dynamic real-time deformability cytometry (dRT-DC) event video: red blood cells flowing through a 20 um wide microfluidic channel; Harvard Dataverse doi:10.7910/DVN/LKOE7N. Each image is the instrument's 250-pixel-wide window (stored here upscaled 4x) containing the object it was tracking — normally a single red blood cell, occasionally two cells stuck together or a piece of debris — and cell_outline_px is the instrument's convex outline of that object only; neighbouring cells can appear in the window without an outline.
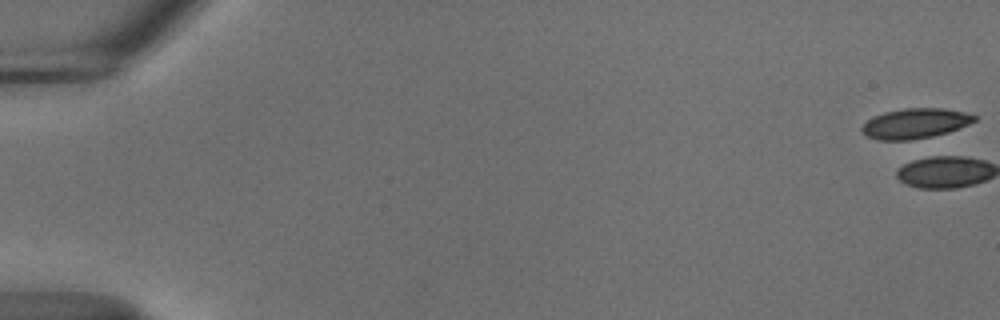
{"species": "common noctule bat (a hibernating species)", "species_latin": "Nyctalus noctula", "temperature_condition": "cold", "stored_images_in_passage": 2, "camera_frame_rate_fps": 3000, "um_per_image_px": 0.085, "animal": {"sex": "male", "body_mass_g": 18.8}, "frame": {"image": 1, "passage_image": 1, "time_ms": 0.0, "image_size_px": [1000, 320], "cell_outline_px": [[976, 120], [968, 124], [948, 132], [932, 136], [912, 140], [880, 140], [868, 136], [860, 132], [860, 128], [872, 116], [884, 112], [904, 108], [940, 108], [964, 112], [976, 116]], "centroid_in_image_um": [77.74, 10.49], "position_along_channel_um": 7.3, "area_um2": 19.65}}